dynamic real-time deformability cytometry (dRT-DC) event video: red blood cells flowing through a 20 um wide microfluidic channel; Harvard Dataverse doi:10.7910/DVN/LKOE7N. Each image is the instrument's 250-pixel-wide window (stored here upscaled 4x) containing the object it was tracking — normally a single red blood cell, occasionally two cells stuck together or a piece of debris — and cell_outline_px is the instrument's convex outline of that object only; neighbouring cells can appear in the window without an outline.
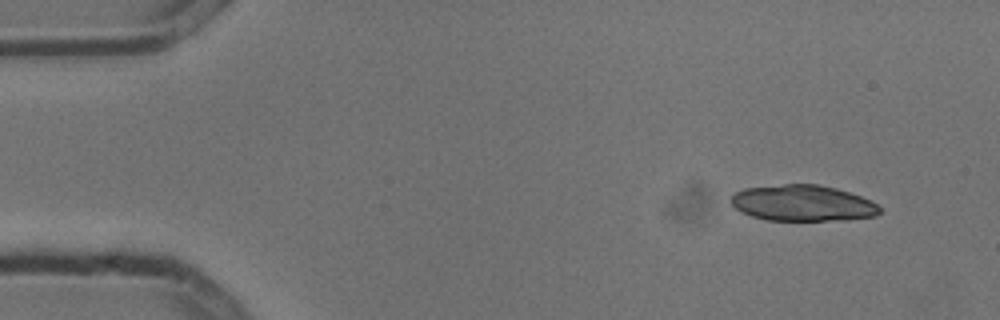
{"species": "common noctule bat (a hibernating species)", "species_latin": "Nyctalus noctula", "temperature_condition": "cold", "stored_images_in_passage": 4, "camera_frame_rate_fps": 3000, "um_per_image_px": 0.085, "animal": {"sex": "male", "body_mass_g": 13.3}, "frame": {"image": 1, "passage_image": 1, "time_ms": 0.0, "image_size_px": [1000, 320], "cell_outline_px": [[880, 212], [876, 216], [844, 220], [764, 220], [740, 212], [732, 204], [732, 196], [736, 192], [744, 188], [784, 184], [820, 184], [836, 188], [860, 196], [876, 204], [880, 208]], "centroid_in_image_um": [68.22, 17.27], "position_along_channel_um": 16.8, "area_um2": 31.15}}